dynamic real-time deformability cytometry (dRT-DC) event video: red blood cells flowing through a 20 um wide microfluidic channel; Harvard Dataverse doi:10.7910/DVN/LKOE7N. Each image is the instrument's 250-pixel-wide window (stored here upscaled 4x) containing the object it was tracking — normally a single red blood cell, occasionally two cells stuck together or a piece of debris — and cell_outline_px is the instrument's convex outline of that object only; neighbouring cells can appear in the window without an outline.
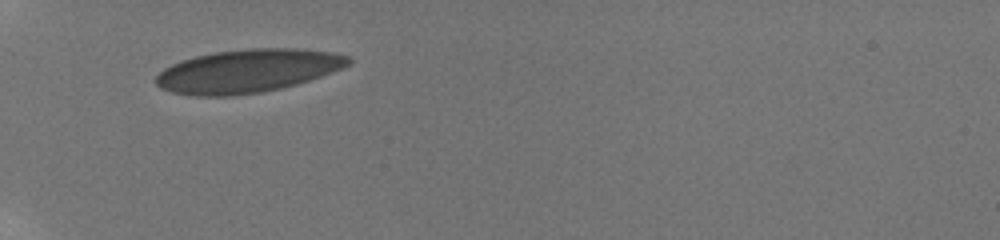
{"species": "human", "species_latin": "Homo sapiens", "temperature_condition": "room temperature", "stored_images_in_passage": 2, "camera_frame_rate_fps": 3000, "um_per_image_px": 0.085, "donor": {"sex": "male"}, "frame": {"image": 1, "passage_image": 1, "time_ms": 0.0, "image_size_px": [1000, 240], "cell_outline_px": [[352, 60], [348, 64], [332, 72], [296, 84], [280, 88], [260, 92], [232, 96], [196, 96], [172, 92], [160, 88], [152, 80], [164, 68], [180, 60], [196, 56], [216, 52], [252, 48], [296, 48], [332, 52], [352, 56]], "centroid_in_image_um": [21.02, 6.03], "position_along_channel_um": 64.0, "area_um2": 48.44}}